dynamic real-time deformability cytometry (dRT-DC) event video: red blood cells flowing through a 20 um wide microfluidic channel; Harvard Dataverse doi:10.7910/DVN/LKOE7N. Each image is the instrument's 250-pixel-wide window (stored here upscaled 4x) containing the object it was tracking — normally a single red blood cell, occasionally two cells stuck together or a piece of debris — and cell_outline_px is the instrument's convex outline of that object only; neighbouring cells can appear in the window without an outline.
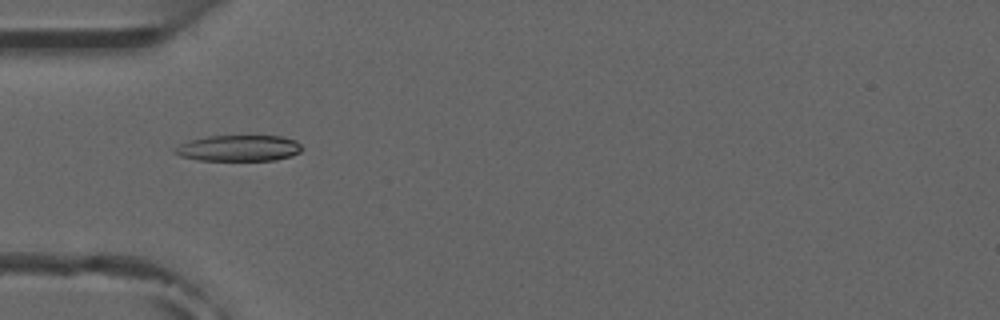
{"species": "common noctule bat (a hibernating species)", "species_latin": "Nyctalus noctula", "temperature_condition": "room temperature", "stored_images_in_passage": 6, "camera_frame_rate_fps": 3000, "um_per_image_px": 0.085, "animal": {"sex": "male", "forearm_length_mm": 52.5}, "frame": {"image": 1, "passage_image": 5, "time_ms": 4.667, "image_size_px": [1000, 320], "cell_outline_px": [[304, 148], [300, 152], [292, 156], [276, 160], [200, 160], [180, 156], [172, 152], [180, 144], [188, 140], [208, 136], [280, 136], [296, 140]], "centroid_in_image_um": [20.32, 12.59], "position_along_channel_um": 64.7, "area_um2": 19.36}}
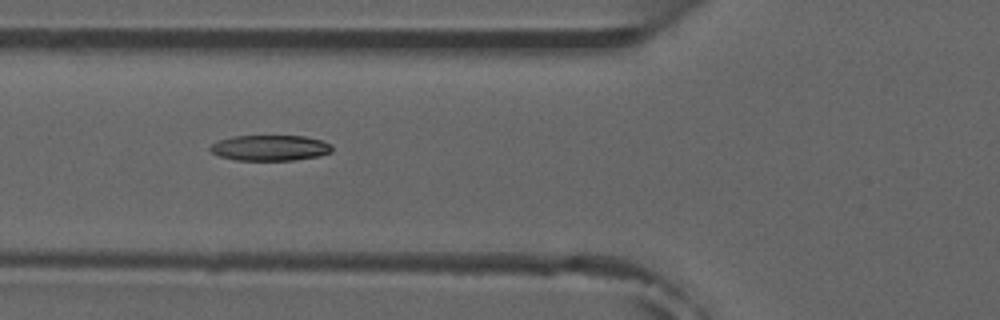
{"frame": {"image": 2, "passage_image": 6, "time_ms": 5.667, "image_size_px": [1000, 320], "cell_outline_px": [[332, 152], [320, 156], [292, 160], [236, 160], [220, 156], [212, 152], [208, 148], [212, 144], [220, 140], [232, 136], [304, 136], [320, 140], [332, 144]], "centroid_in_image_um": [22.97, 12.57], "position_along_channel_um": 102.8, "area_um2": 18.15}}